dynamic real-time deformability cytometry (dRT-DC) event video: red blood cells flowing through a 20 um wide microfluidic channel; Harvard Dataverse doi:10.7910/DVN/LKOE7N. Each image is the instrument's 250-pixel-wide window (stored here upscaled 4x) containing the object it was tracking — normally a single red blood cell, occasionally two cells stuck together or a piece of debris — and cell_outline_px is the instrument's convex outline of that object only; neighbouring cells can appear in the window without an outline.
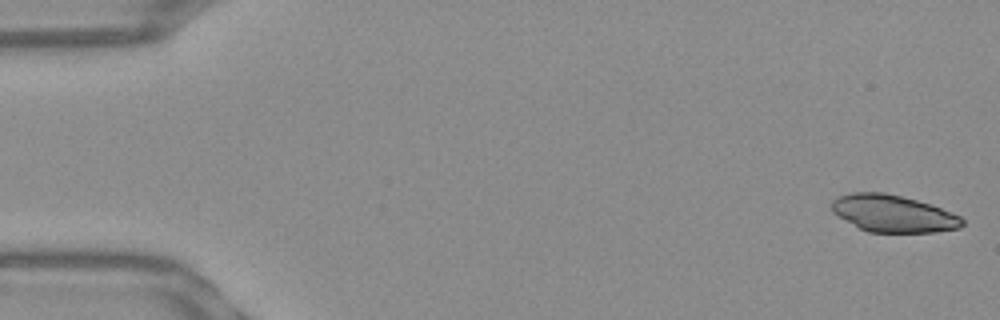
{"species": "Egyptian fruit bat (a non-hibernating species)", "species_latin": "Rousettus aegyptiacus", "temperature_condition": "warm", "stored_images_in_passage": 14, "camera_frame_rate_fps": 3000, "um_per_image_px": 0.085, "frame": {"image": 1, "passage_image": 1, "time_ms": 0.0, "image_size_px": [1000, 320], "cell_outline_px": [[964, 224], [960, 228], [936, 232], [868, 232], [860, 228], [832, 212], [832, 200], [840, 196], [852, 192], [884, 192], [916, 200], [952, 212], [960, 216], [964, 220]], "centroid_in_image_um": [75.93, 18.15], "position_along_channel_um": 9.1, "area_um2": 27.98}}
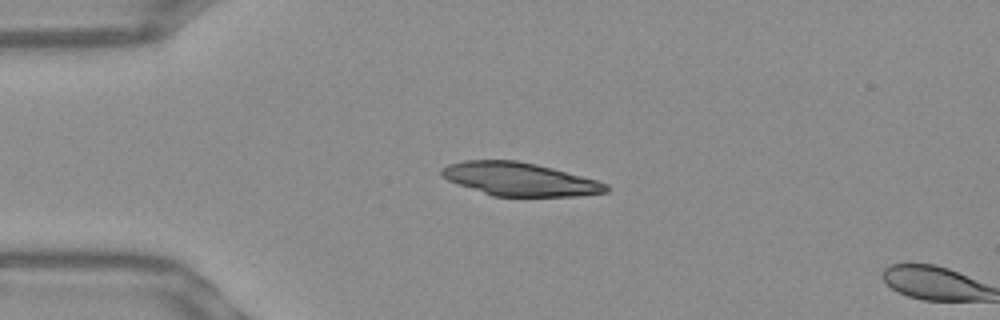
{"frame": {"image": 2, "passage_image": 12, "time_ms": 3.667, "image_size_px": [1000, 320], "cell_outline_px": [[612, 188], [608, 192], [580, 196], [492, 196], [448, 180], [440, 172], [440, 168], [448, 164], [464, 160], [516, 160], [536, 164], [552, 168], [596, 180], [608, 184]], "centroid_in_image_um": [44.2, 15.23], "position_along_channel_um": 40.8, "area_um2": 31.79}}